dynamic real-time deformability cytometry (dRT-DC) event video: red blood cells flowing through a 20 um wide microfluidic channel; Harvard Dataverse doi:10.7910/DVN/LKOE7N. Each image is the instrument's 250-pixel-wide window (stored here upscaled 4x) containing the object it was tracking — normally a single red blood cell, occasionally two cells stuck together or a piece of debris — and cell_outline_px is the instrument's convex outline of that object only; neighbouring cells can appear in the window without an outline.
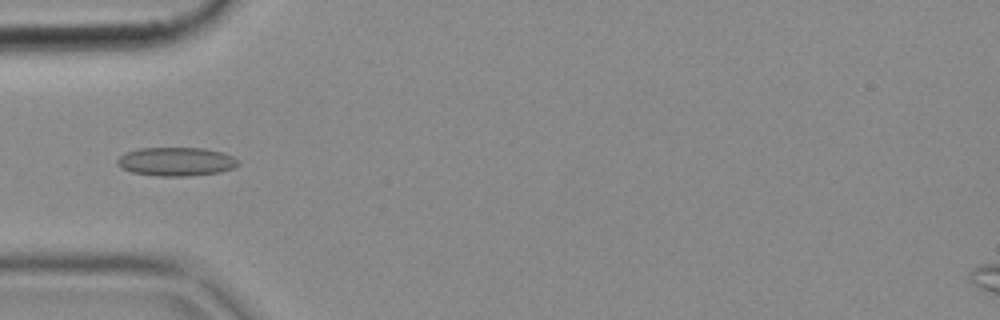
{"species": "common noctule bat (a hibernating species)", "species_latin": "Nyctalus noctula", "temperature_condition": "cold", "stored_images_in_passage": 2, "camera_frame_rate_fps": 3000, "um_per_image_px": 0.085, "animal": {"sex": "female", "body_mass_g": 18.4}, "frame": {"image": 1, "passage_image": 2, "time_ms": 0.333, "image_size_px": [1000, 320], "cell_outline_px": [[240, 164], [236, 168], [220, 172], [188, 176], [160, 176], [132, 172], [120, 168], [116, 164], [116, 160], [124, 152], [140, 148], [204, 148], [224, 152], [232, 156]], "centroid_in_image_um": [14.97, 13.73], "position_along_channel_um": 70.0, "area_um2": 20.4}}